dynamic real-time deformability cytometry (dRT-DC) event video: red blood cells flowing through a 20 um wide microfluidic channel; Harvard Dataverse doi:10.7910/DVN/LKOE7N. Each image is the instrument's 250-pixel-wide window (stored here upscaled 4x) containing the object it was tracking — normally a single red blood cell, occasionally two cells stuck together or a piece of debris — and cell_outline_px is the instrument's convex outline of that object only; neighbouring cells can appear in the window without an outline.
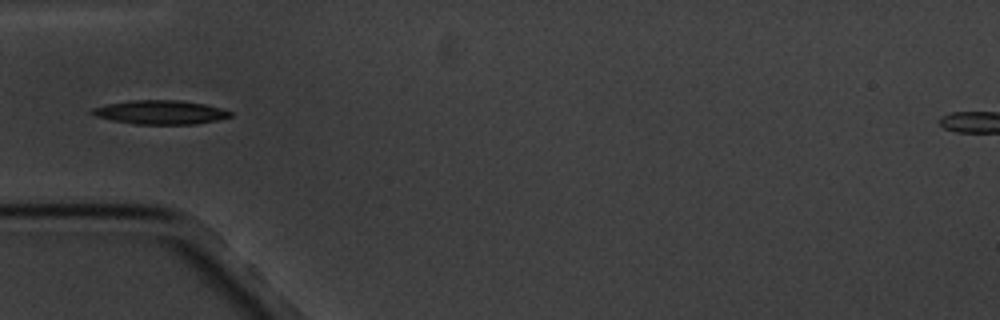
{"species": "common noctule bat (a hibernating species)", "species_latin": "Nyctalus noctula", "temperature_condition": "cold", "stored_images_in_passage": 11, "camera_frame_rate_fps": 3000, "um_per_image_px": 0.085, "animal": {"sex": "male", "body_mass_g": 20.1, "forearm_length_mm": 53.5}, "frame": {"image": 1, "passage_image": 6, "time_ms": 6.0, "image_size_px": [1000, 320], "cell_outline_px": [[232, 116], [220, 120], [196, 124], [136, 124], [112, 120], [96, 116], [88, 112], [92, 108], [108, 104], [132, 100], [180, 100], [204, 104], [220, 108], [232, 112]], "centroid_in_image_um": [13.65, 9.54], "position_along_channel_um": 71.4, "area_um2": 19.25}}
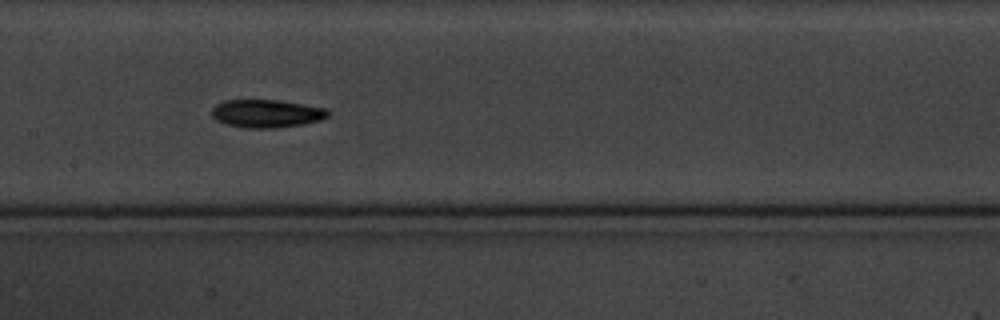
{"frame": {"image": 2, "passage_image": 9, "time_ms": 9.333, "image_size_px": [1000, 320], "cell_outline_px": [[328, 116], [320, 120], [304, 124], [276, 128], [244, 128], [228, 124], [216, 120], [212, 116], [212, 108], [216, 104], [224, 100], [280, 100], [328, 108]], "centroid_in_image_um": [22.67, 9.65], "position_along_channel_um": 184.7, "area_um2": 19.07}}
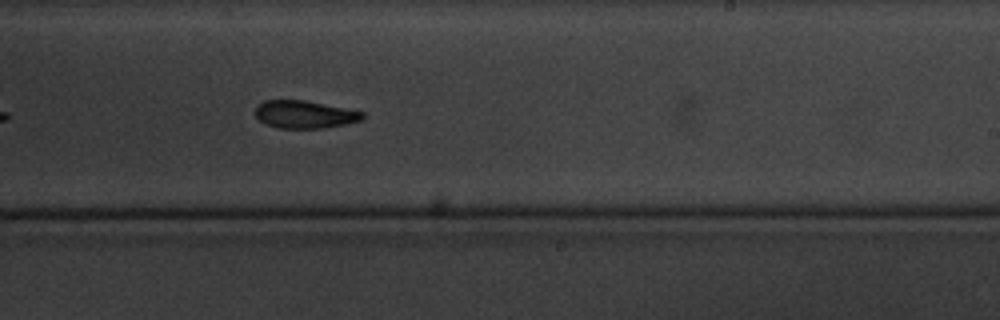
{"frame": {"image": 3, "passage_image": 11, "time_ms": 11.667, "image_size_px": [1000, 320], "cell_outline_px": [[364, 116], [360, 120], [348, 124], [320, 128], [276, 128], [264, 124], [256, 116], [256, 104], [264, 100], [304, 100], [364, 112]], "centroid_in_image_um": [25.85, 9.73], "position_along_channel_um": 263.2, "area_um2": 17.28}}